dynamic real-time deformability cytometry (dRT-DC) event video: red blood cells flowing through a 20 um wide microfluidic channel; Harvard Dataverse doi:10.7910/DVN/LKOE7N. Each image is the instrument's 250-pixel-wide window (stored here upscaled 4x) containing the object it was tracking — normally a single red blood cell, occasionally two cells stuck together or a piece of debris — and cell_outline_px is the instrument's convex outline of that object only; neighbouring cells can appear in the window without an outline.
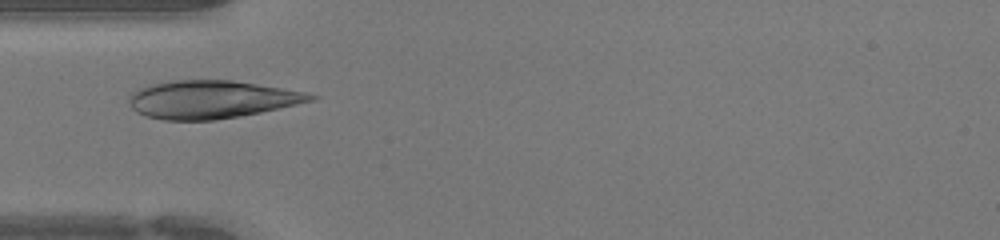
{"species": "human", "species_latin": "Homo sapiens", "temperature_condition": "warm", "stored_images_in_passage": 29, "camera_frame_rate_fps": 3000, "um_per_image_px": 0.085, "donor": {"sex": "female"}, "frame": {"image": 1, "passage_image": 5, "time_ms": 1.333, "image_size_px": [1000, 240], "cell_outline_px": [[320, 96], [316, 100], [260, 112], [212, 120], [164, 120], [144, 116], [136, 112], [128, 104], [128, 96], [132, 92], [148, 84], [172, 80], [232, 80], [304, 92]], "centroid_in_image_um": [17.9, 8.45], "position_along_channel_um": 67.1, "area_um2": 40.06}}
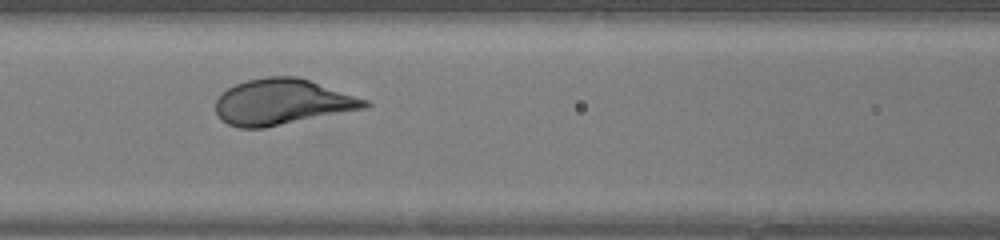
{"frame": {"image": 2, "passage_image": 10, "time_ms": 3.0, "image_size_px": [1000, 240], "cell_outline_px": [[372, 104], [368, 108], [264, 128], [240, 128], [228, 124], [216, 112], [216, 100], [228, 88], [236, 84], [248, 80], [268, 76], [300, 76], [368, 100]], "centroid_in_image_um": [24.05, 8.66], "position_along_channel_um": 142.6, "area_um2": 39.82}}
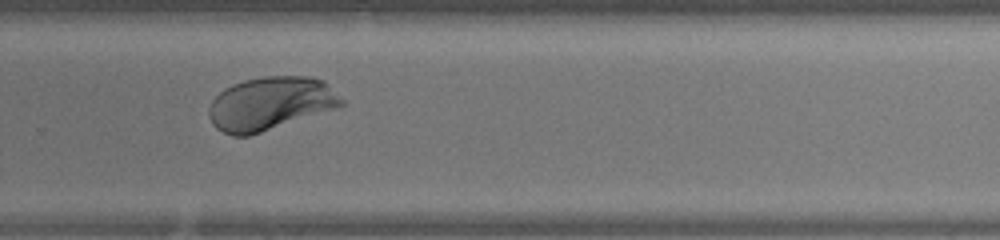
{"frame": {"image": 3, "passage_image": 21, "time_ms": 6.667, "image_size_px": [1000, 240], "cell_outline_px": [[344, 104], [248, 136], [232, 136], [216, 128], [212, 124], [208, 116], [208, 108], [212, 100], [224, 88], [232, 84], [244, 80], [264, 76], [312, 76], [324, 80], [344, 100]], "centroid_in_image_um": [22.93, 8.77], "position_along_channel_um": 306.9, "area_um2": 40.69}}